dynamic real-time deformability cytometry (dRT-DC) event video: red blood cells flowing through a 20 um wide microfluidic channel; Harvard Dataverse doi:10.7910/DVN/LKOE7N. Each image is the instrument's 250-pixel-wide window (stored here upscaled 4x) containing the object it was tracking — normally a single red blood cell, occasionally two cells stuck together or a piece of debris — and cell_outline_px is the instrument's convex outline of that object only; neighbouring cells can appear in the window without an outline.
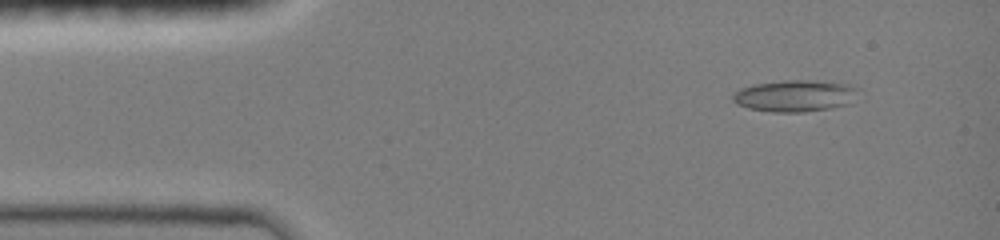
{"species": "common noctule bat (a hibernating species)", "species_latin": "Nyctalus noctula", "temperature_condition": "room temperature", "stored_images_in_passage": 39, "camera_frame_rate_fps": 3000, "um_per_image_px": 0.085, "animal": {"sex": "female", "body_mass_g": 19.0, "forearm_length_mm": 51.5}, "frame": {"image": 1, "passage_image": 3, "time_ms": 0.667, "image_size_px": [1000, 240], "cell_outline_px": [[856, 88], [848, 104], [832, 108], [804, 112], [772, 112], [748, 108], [736, 104], [732, 100], [732, 96], [740, 88], [752, 84], [784, 80], [808, 80], [848, 84]], "centroid_in_image_um": [67.48, 8.15], "position_along_channel_um": 17.5, "area_um2": 22.89}}
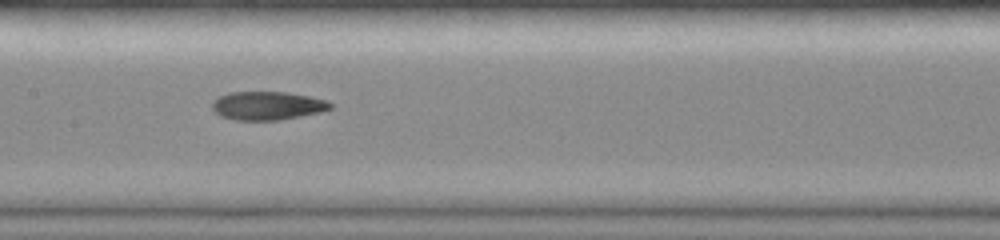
{"frame": {"image": 2, "passage_image": 18, "time_ms": 5.667, "image_size_px": [1000, 240], "cell_outline_px": [[332, 108], [320, 112], [280, 120], [236, 120], [220, 116], [212, 108], [212, 100], [228, 92], [288, 92], [328, 100], [332, 104]], "centroid_in_image_um": [22.73, 8.98], "position_along_channel_um": 184.7, "area_um2": 19.65}}
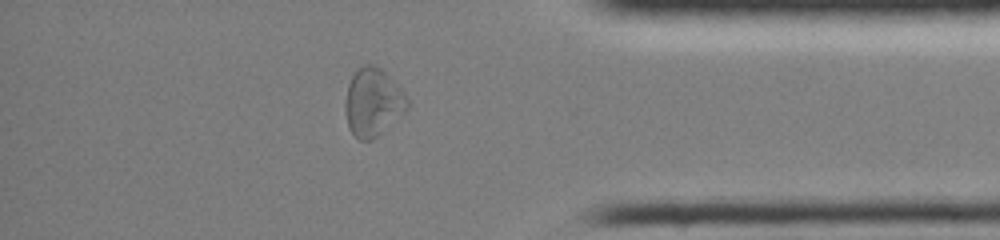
{"frame": {"image": 3, "passage_image": 34, "time_ms": 11.0, "image_size_px": [1000, 240], "cell_outline_px": [[408, 108], [372, 140], [360, 140], [348, 128], [344, 112], [344, 104], [348, 84], [352, 76], [364, 64], [372, 64], [380, 68], [408, 96]], "centroid_in_image_um": [31.67, 8.69], "position_along_channel_um": 403.5, "area_um2": 24.28}, "authors_computed_cell_mechanics": {"area_um2": 20.519, "velocity_mm_per_s": 4.0784, "shape_relaxation_time_tau1_ms": null, "shape_relaxation_time_tau2_ms": 2.643, "deformation_change_tau1": null, "deformation_change_tau2": 0.0815}}